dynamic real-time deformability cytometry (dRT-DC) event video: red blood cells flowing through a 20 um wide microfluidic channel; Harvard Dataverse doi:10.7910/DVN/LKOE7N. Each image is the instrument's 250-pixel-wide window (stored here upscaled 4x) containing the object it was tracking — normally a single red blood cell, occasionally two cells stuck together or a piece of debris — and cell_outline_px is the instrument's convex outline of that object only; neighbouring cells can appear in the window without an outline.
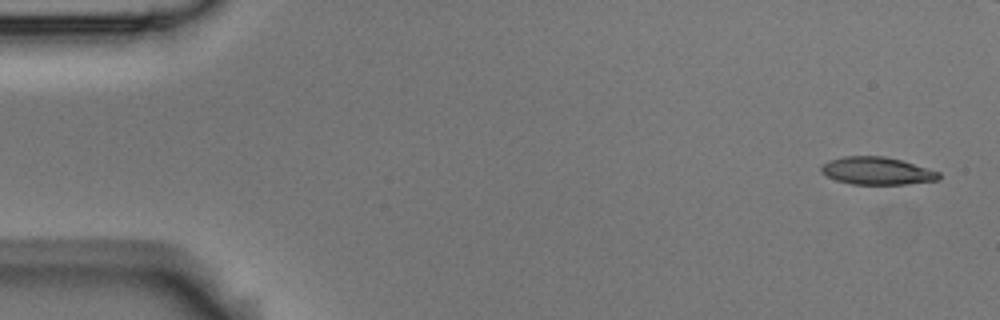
{"species": "Egyptian fruit bat (a non-hibernating species)", "species_latin": "Rousettus aegyptiacus", "temperature_condition": "room temperature", "stored_images_in_passage": 5, "camera_frame_rate_fps": 3000, "um_per_image_px": 0.085, "animal": {"sex": "male"}, "frame": {"image": 1, "passage_image": 1, "time_ms": 0.0, "image_size_px": [1000, 320], "cell_outline_px": [[940, 180], [908, 184], [852, 184], [836, 180], [820, 172], [820, 168], [828, 160], [844, 156], [884, 156], [900, 160], [940, 172]], "centroid_in_image_um": [74.54, 14.53], "position_along_channel_um": 10.5, "area_um2": 18.84}}